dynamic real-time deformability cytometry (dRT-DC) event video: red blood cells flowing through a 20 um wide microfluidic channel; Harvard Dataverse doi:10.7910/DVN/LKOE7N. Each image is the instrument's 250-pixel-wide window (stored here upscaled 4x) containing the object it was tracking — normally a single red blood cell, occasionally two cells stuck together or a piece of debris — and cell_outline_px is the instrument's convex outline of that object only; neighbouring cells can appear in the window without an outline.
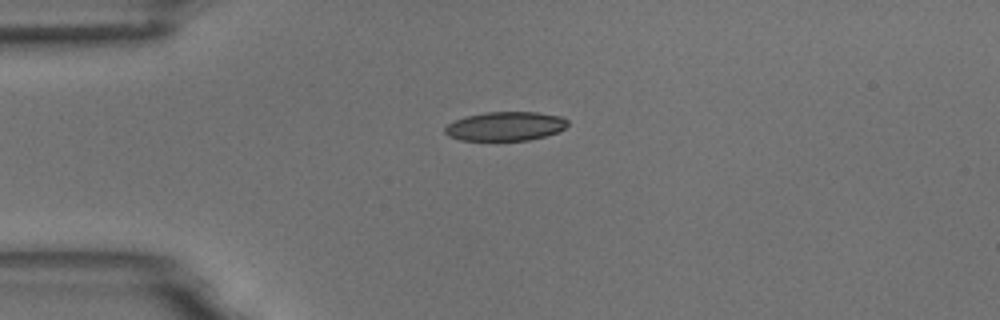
{"species": "common noctule bat (a hibernating species)", "species_latin": "Nyctalus noctula", "temperature_condition": "room temperature", "stored_images_in_passage": 1, "camera_frame_rate_fps": 3000, "um_per_image_px": 0.085, "animal": {"sex": "male", "body_mass_g": 18.8}, "frame": {"image": 1, "passage_image": 1, "time_ms": 0.0, "image_size_px": [1000, 320], "cell_outline_px": [[568, 124], [564, 128], [556, 132], [544, 136], [528, 140], [460, 140], [448, 136], [444, 132], [444, 128], [448, 124], [464, 116], [484, 112], [536, 112], [560, 116], [568, 120]], "centroid_in_image_um": [42.92, 10.72], "position_along_channel_um": 42.1, "area_um2": 20.69}}